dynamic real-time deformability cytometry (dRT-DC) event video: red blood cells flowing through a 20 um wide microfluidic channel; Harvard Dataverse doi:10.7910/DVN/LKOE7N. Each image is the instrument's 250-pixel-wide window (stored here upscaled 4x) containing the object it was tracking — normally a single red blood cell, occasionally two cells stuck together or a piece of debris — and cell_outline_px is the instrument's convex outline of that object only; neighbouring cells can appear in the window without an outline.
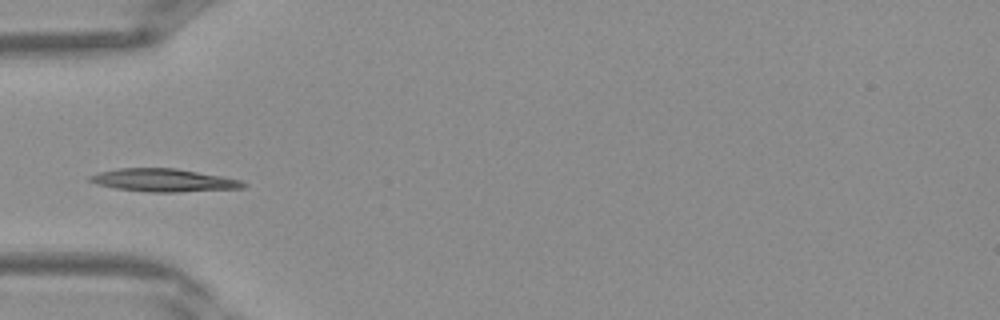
{"species": "Egyptian fruit bat (a non-hibernating species)", "species_latin": "Rousettus aegyptiacus", "temperature_condition": "warm", "stored_images_in_passage": 42, "camera_frame_rate_fps": 3000, "um_per_image_px": 0.085, "frame": {"image": 1, "passage_image": 15, "time_ms": 4.667, "image_size_px": [1000, 320], "cell_outline_px": [[248, 184], [244, 188], [176, 192], [148, 192], [116, 188], [96, 184], [88, 180], [88, 176], [100, 172], [120, 168], [176, 168], [224, 176], [240, 180]], "centroid_in_image_um": [13.94, 15.32], "position_along_channel_um": 71.1, "area_um2": 20.52}}
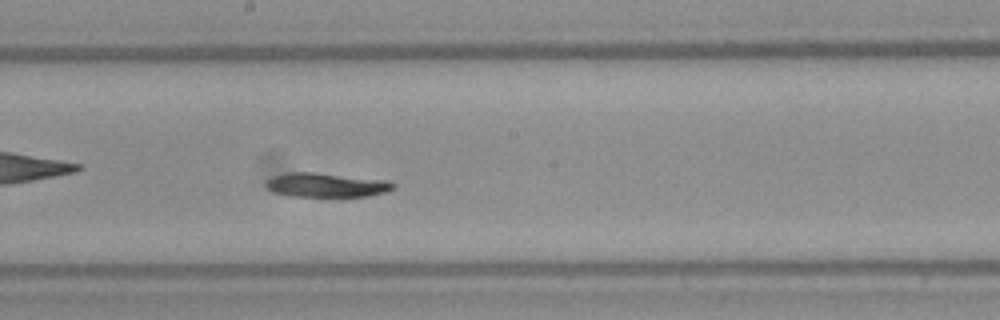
{"frame": {"image": 2, "passage_image": 24, "time_ms": 7.667, "image_size_px": [1000, 320], "cell_outline_px": [[396, 188], [384, 192], [368, 196], [292, 196], [276, 192], [268, 188], [264, 184], [272, 176], [288, 172], [316, 172], [388, 180], [396, 184]], "centroid_in_image_um": [27.77, 15.71], "position_along_channel_um": 220.4, "area_um2": 17.92}}
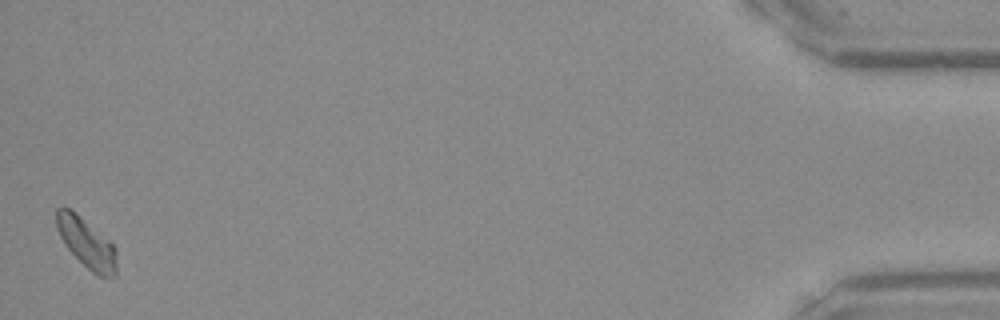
{"frame": {"image": 3, "passage_image": 42, "time_ms": 13.667, "image_size_px": [1000, 320], "cell_outline_px": [[116, 276], [100, 276], [92, 272], [64, 244], [56, 228], [56, 208], [64, 204], [76, 212], [108, 240], [116, 248]], "centroid_in_image_um": [7.32, 20.6], "position_along_channel_um": 427.9, "area_um2": 17.28}}